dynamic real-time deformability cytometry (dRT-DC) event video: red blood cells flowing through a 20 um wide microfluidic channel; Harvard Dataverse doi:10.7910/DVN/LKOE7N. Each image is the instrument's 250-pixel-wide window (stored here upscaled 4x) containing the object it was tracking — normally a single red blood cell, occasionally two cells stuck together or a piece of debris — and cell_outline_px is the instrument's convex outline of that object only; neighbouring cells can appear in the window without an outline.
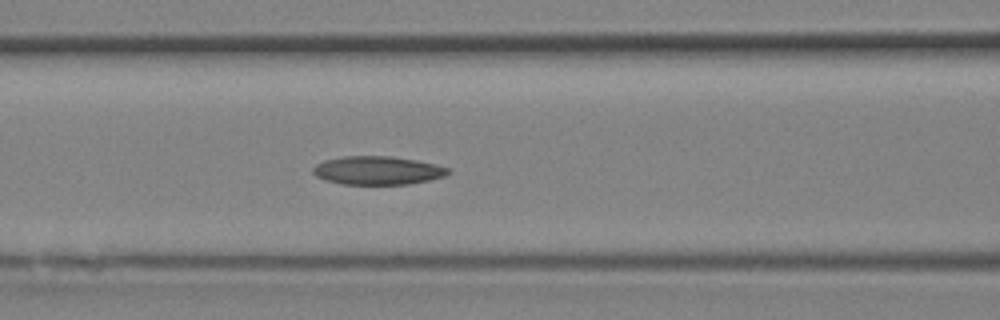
{"species": "Egyptian fruit bat (a non-hibernating species)", "species_latin": "Rousettus aegyptiacus", "temperature_condition": "room temperature", "stored_images_in_passage": 18, "camera_frame_rate_fps": 3000, "um_per_image_px": 0.085, "animal": {"sex": "female"}, "frame": {"image": 1, "passage_image": 11, "time_ms": 3.333, "image_size_px": [1000, 320], "cell_outline_px": [[452, 172], [444, 176], [428, 180], [408, 184], [340, 184], [316, 176], [312, 172], [312, 168], [316, 164], [324, 160], [344, 156], [392, 156], [416, 160], [436, 164], [452, 168]], "centroid_in_image_um": [32.12, 14.48], "position_along_channel_um": 134.5, "area_um2": 22.48}}
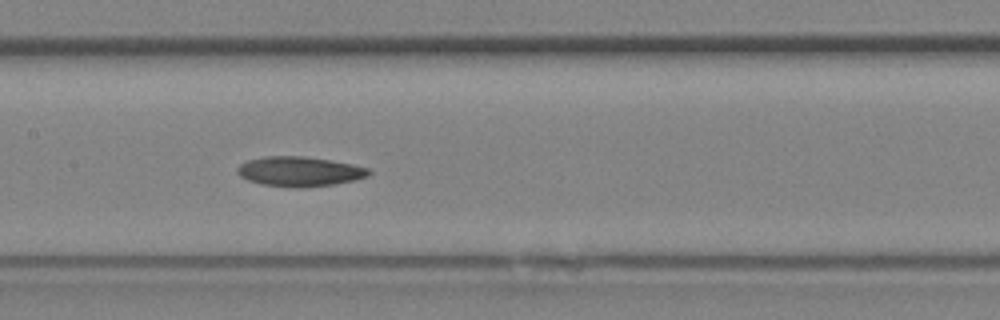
{"frame": {"image": 2, "passage_image": 13, "time_ms": 4.0, "image_size_px": [1000, 320], "cell_outline_px": [[372, 172], [368, 176], [356, 180], [332, 184], [300, 188], [296, 188], [260, 184], [248, 180], [240, 176], [236, 172], [236, 168], [240, 164], [248, 160], [264, 156], [304, 156], [332, 160], [352, 164], [368, 168]], "centroid_in_image_um": [25.45, 14.57], "position_along_channel_um": 182.0, "area_um2": 22.95}}
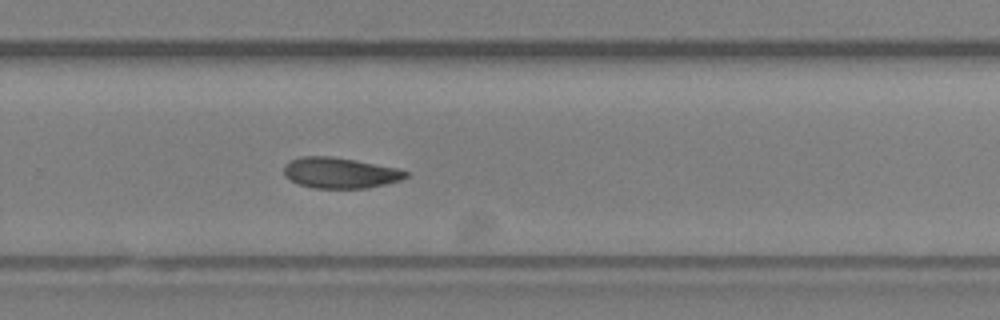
{"frame": {"image": 3, "passage_image": 18, "time_ms": 5.667, "image_size_px": [1000, 320], "cell_outline_px": [[408, 176], [400, 180], [368, 188], [312, 188], [300, 184], [284, 176], [284, 164], [300, 156], [332, 156], [356, 160], [396, 168], [408, 172]], "centroid_in_image_um": [28.88, 14.69], "position_along_channel_um": 300.9, "area_um2": 21.73}}